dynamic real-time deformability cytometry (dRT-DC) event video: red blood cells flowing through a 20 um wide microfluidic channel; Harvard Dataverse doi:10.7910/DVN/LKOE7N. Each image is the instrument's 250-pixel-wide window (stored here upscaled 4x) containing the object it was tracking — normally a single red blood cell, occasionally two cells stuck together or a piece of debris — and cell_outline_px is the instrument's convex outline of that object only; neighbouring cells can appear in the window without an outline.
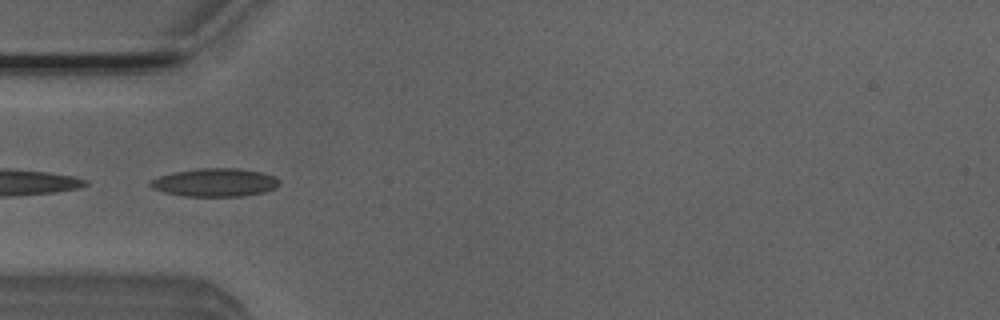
{"species": "Egyptian fruit bat (a non-hibernating species)", "species_latin": "Rousettus aegyptiacus", "temperature_condition": "room temperature", "stored_images_in_passage": 51, "camera_frame_rate_fps": 3000, "um_per_image_px": 0.085, "animal": {"sex": "male"}, "frame": {"image": 1, "passage_image": 15, "time_ms": 4.667, "image_size_px": [1000, 320], "cell_outline_px": [[280, 184], [276, 188], [264, 192], [244, 196], [184, 196], [164, 192], [152, 188], [148, 184], [148, 180], [160, 176], [176, 172], [200, 168], [236, 168], [260, 172], [276, 176], [280, 180]], "centroid_in_image_um": [18.29, 15.51], "position_along_channel_um": 66.7, "area_um2": 21.27}}
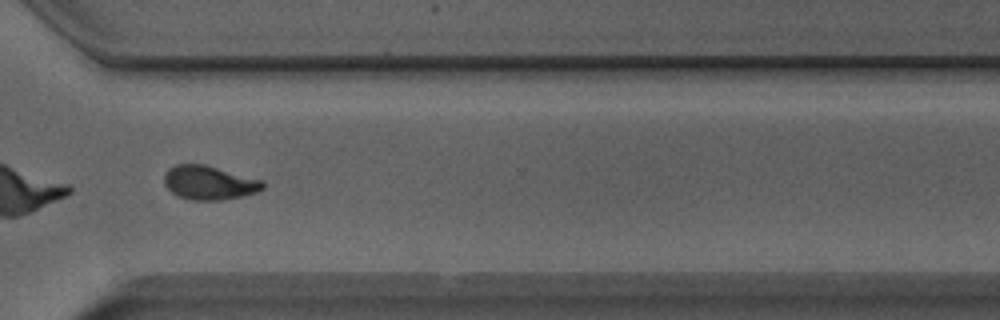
{"frame": {"image": 2, "passage_image": 37, "time_ms": 12.0, "image_size_px": [1000, 320], "cell_outline_px": [[264, 188], [256, 192], [240, 196], [220, 200], [188, 200], [176, 196], [164, 184], [164, 176], [168, 168], [176, 164], [204, 164], [264, 180]], "centroid_in_image_um": [17.76, 15.53], "position_along_channel_um": 352.8, "area_um2": 19.59}}
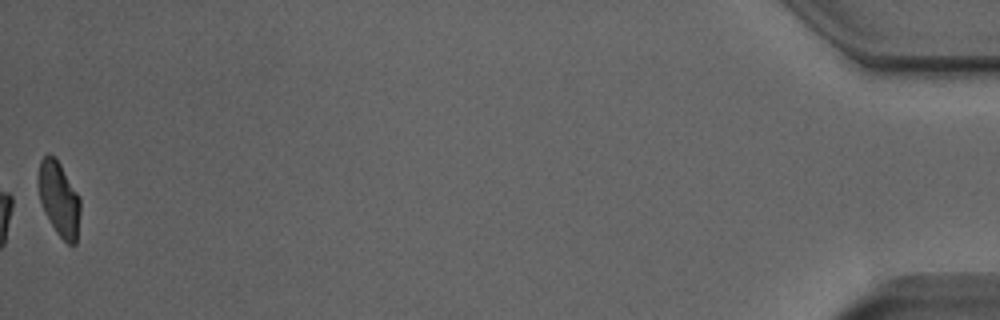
{"frame": {"image": 3, "passage_image": 51, "time_ms": 16.667, "image_size_px": [1000, 320], "cell_outline_px": [[80, 212], [76, 244], [68, 244], [56, 232], [44, 212], [40, 200], [36, 180], [40, 160], [48, 152], [56, 156], [80, 196]], "centroid_in_image_um": [5.0, 16.84], "position_along_channel_um": 430.2, "area_um2": 18.67}, "authors_computed_cell_mechanics": {"area_um2": 19.4208, "velocity_mm_per_s": 3.9009, "shape_relaxation_time_tau1_ms": 3.7169, "shape_relaxation_time_tau2_ms": 1.4841, "deformation_change_tau1": 0.1613, "deformation_change_tau2": 0.0797}}